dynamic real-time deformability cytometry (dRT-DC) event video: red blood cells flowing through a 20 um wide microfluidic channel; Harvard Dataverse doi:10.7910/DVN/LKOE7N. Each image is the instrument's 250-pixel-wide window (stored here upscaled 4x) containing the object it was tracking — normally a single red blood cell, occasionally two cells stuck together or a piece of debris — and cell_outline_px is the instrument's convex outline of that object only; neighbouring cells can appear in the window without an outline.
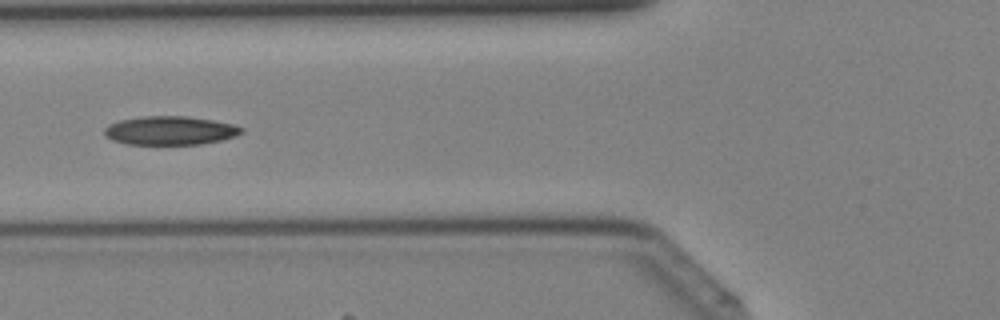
{"species": "Egyptian fruit bat (a non-hibernating species)", "species_latin": "Rousettus aegyptiacus", "temperature_condition": "cold", "stored_images_in_passage": 33, "segment_of_instrument_passage": [1, 2], "camera_frame_rate_fps": 3000, "um_per_image_px": 0.085, "animal": {"sex": "female"}, "frame": {"image": 1, "passage_image": 7, "time_ms": 2.0, "image_size_px": [1000, 320], "cell_outline_px": [[244, 132], [236, 136], [220, 140], [200, 144], [128, 144], [112, 140], [104, 136], [104, 128], [108, 124], [120, 120], [144, 116], [188, 116], [236, 124], [244, 128]], "centroid_in_image_um": [14.47, 11.09], "position_along_channel_um": 111.3, "area_um2": 23.06}}
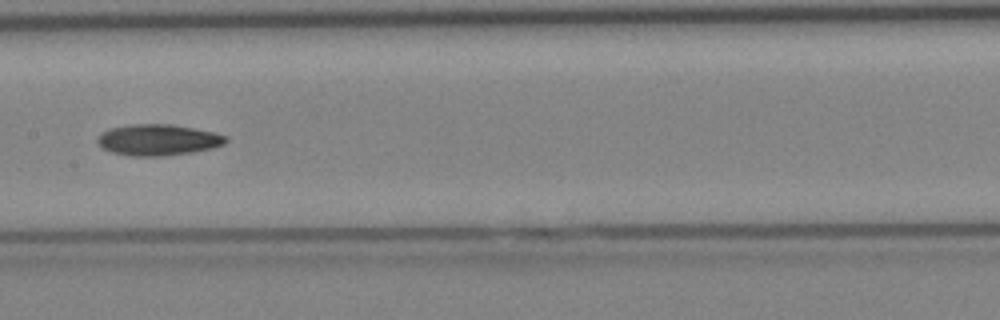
{"frame": {"image": 2, "passage_image": 12, "time_ms": 3.667, "image_size_px": [1000, 320], "cell_outline_px": [[228, 140], [224, 144], [212, 148], [192, 152], [160, 156], [128, 156], [112, 152], [96, 144], [96, 140], [108, 128], [132, 124], [168, 124], [192, 128], [212, 132], [228, 136]], "centroid_in_image_um": [13.42, 11.89], "position_along_channel_um": 194.0, "area_um2": 23.18}}
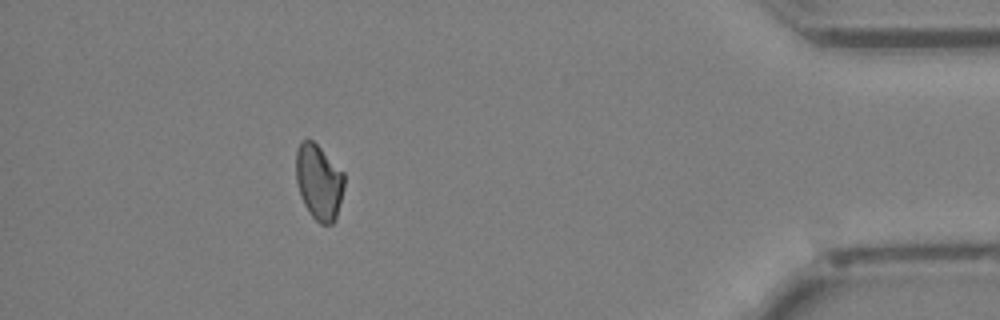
{"frame": {"image": 3, "passage_image": 28, "time_ms": 9.0, "image_size_px": [1000, 320], "cell_outline_px": [[344, 188], [336, 220], [332, 224], [320, 224], [312, 216], [304, 204], [300, 196], [296, 180], [296, 152], [300, 140], [312, 140], [344, 172]], "centroid_in_image_um": [27.11, 15.48], "position_along_channel_um": 408.1, "area_um2": 21.27}}